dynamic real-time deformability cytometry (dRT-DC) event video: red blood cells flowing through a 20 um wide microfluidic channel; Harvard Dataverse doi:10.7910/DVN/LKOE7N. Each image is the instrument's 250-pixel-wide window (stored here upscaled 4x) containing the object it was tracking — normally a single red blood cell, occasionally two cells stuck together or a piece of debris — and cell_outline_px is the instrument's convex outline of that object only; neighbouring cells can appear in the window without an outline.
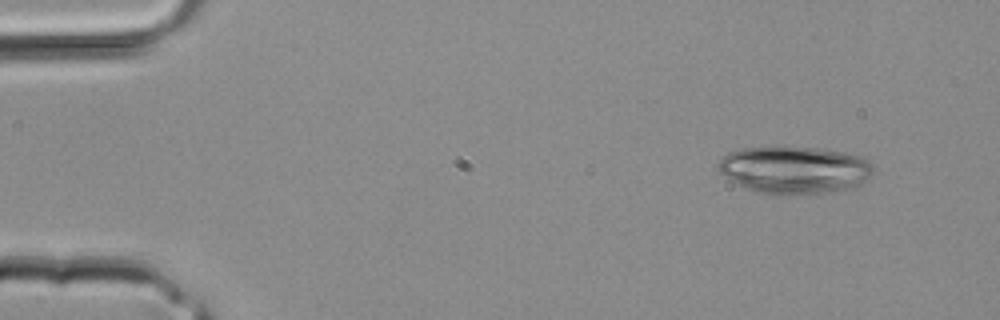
{"species": "common noctule bat (a hibernating species)", "species_latin": "Nyctalus noctula", "temperature_condition": "room temperature", "stored_images_in_passage": 4, "segment_of_instrument_passage": [2, 2], "camera_frame_rate_fps": 3000, "um_per_image_px": 0.085, "animal": {"sex": "male", "body_mass_g": 20.4}, "frame": {"image": 1, "passage_image": 4, "time_ms": 1.0, "image_size_px": [1000, 320], "cell_outline_px": [[876, 168], [868, 180], [852, 188], [836, 192], [756, 192], [724, 176], [716, 168], [716, 164], [728, 152], [740, 148], [776, 144], [784, 144], [824, 148], [844, 152], [860, 156], [876, 164]], "centroid_in_image_um": [67.57, 14.35], "position_along_channel_um": 17.4, "area_um2": 43.58}}